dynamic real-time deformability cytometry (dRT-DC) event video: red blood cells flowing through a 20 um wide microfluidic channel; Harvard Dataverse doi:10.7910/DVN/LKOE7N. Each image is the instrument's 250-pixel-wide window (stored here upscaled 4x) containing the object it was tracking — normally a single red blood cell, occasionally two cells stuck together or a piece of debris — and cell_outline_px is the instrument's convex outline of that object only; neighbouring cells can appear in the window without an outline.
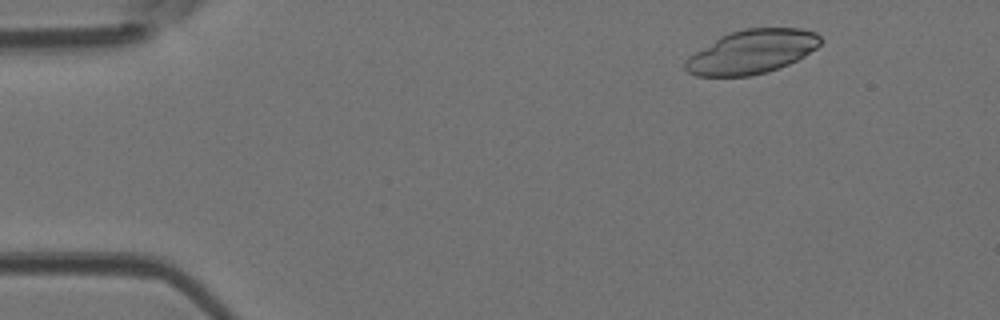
{"species": "Egyptian fruit bat (a non-hibernating species)", "species_latin": "Rousettus aegyptiacus", "temperature_condition": "room temperature", "stored_images_in_passage": 4, "camera_frame_rate_fps": 3000, "um_per_image_px": 0.085, "animal": {"sex": "female"}, "frame": {"image": 1, "passage_image": 1, "time_ms": 0.0, "image_size_px": [1000, 320], "cell_outline_px": [[824, 40], [816, 48], [804, 56], [788, 64], [752, 76], [696, 76], [688, 72], [684, 68], [684, 64], [696, 52], [720, 36], [744, 28], [800, 28], [816, 32]], "centroid_in_image_um": [63.94, 4.39], "position_along_channel_um": 21.1, "area_um2": 34.16}}